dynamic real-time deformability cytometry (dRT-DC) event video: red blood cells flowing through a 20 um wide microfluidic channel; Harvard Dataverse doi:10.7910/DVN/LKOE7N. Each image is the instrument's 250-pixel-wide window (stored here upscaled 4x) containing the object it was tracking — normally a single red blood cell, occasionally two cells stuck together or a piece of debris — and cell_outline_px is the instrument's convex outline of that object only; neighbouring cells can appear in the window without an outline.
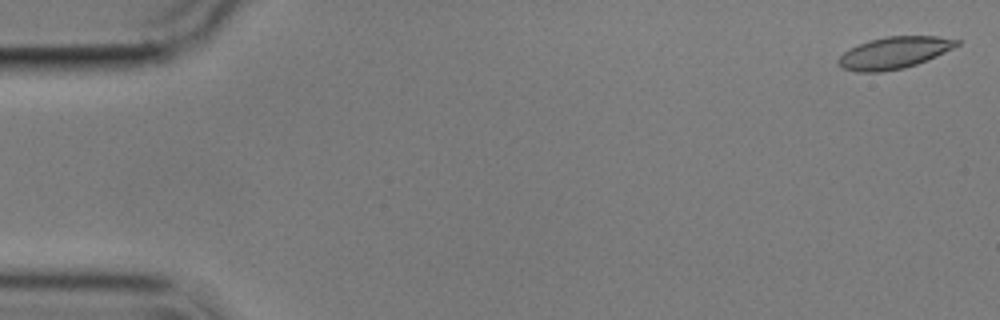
{"species": "common noctule bat (a hibernating species)", "species_latin": "Nyctalus noctula", "temperature_condition": "cold", "stored_images_in_passage": 58, "camera_frame_rate_fps": 3000, "um_per_image_px": 0.085, "animal": {"sex": "male", "body_mass_g": 17.9}, "frame": {"image": 1, "passage_image": 2, "time_ms": 0.333, "image_size_px": [1000, 320], "cell_outline_px": [[960, 44], [936, 56], [916, 64], [904, 68], [880, 72], [856, 72], [844, 68], [836, 60], [844, 52], [868, 40], [888, 36], [936, 36], [960, 40]], "centroid_in_image_um": [76.0, 4.48], "position_along_channel_um": 9.0, "area_um2": 21.68}}
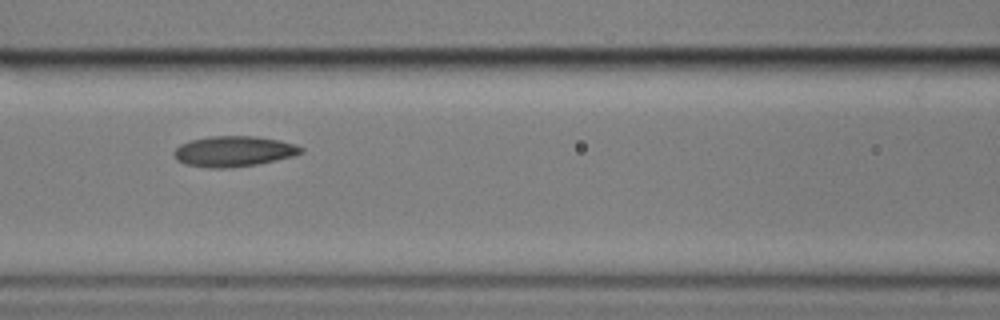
{"frame": {"image": 2, "passage_image": 25, "time_ms": 8.0, "image_size_px": [1000, 320], "cell_outline_px": [[304, 152], [292, 156], [256, 164], [224, 168], [208, 168], [184, 164], [176, 160], [172, 152], [180, 144], [192, 140], [208, 136], [256, 136], [280, 140], [296, 144], [304, 148]], "centroid_in_image_um": [19.85, 12.85], "position_along_channel_um": 146.8, "area_um2": 22.66}}
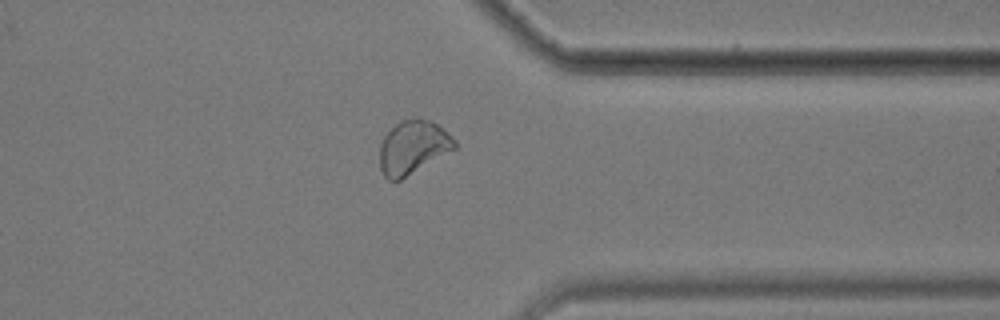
{"frame": {"image": 3, "passage_image": 45, "time_ms": 14.667, "image_size_px": [1000, 320], "cell_outline_px": [[456, 148], [400, 180], [388, 180], [384, 176], [380, 168], [380, 144], [384, 136], [400, 120], [416, 116], [420, 116], [436, 124], [456, 140]], "centroid_in_image_um": [35.08, 12.5], "position_along_channel_um": 376.3, "area_um2": 23.29}}